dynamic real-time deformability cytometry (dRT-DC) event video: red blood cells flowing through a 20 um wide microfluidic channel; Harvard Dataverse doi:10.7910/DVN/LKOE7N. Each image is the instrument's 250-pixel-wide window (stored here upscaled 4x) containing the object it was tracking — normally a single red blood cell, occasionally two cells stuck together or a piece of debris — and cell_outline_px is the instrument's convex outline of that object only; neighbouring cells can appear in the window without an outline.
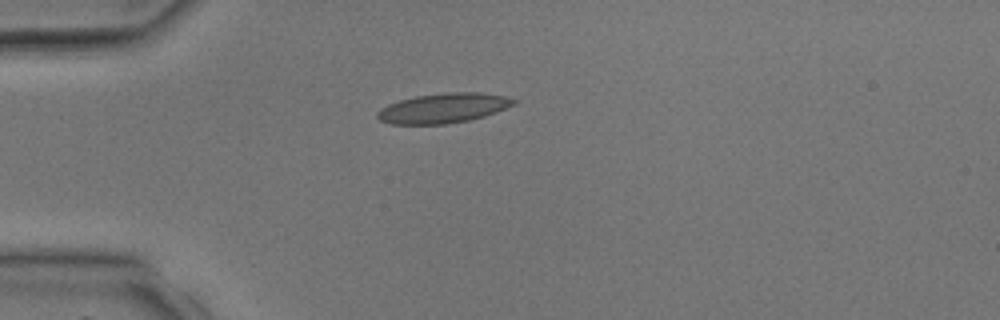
{"species": "common noctule bat (a hibernating species)", "species_latin": "Nyctalus noctula", "temperature_condition": "room temperature", "stored_images_in_passage": 3, "camera_frame_rate_fps": 3000, "um_per_image_px": 0.085, "animal": {"sex": "male", "body_mass_g": 17.9, "forearm_length_mm": 54.2}, "frame": {"image": 1, "passage_image": 3, "time_ms": 3.333, "image_size_px": [1000, 320], "cell_outline_px": [[520, 100], [516, 104], [496, 112], [484, 116], [468, 120], [448, 124], [392, 124], [380, 120], [376, 116], [376, 112], [380, 108], [388, 104], [400, 100], [416, 96], [448, 92], [476, 92], [508, 96]], "centroid_in_image_um": [37.72, 9.18], "position_along_channel_um": 47.3, "area_um2": 23.81}}